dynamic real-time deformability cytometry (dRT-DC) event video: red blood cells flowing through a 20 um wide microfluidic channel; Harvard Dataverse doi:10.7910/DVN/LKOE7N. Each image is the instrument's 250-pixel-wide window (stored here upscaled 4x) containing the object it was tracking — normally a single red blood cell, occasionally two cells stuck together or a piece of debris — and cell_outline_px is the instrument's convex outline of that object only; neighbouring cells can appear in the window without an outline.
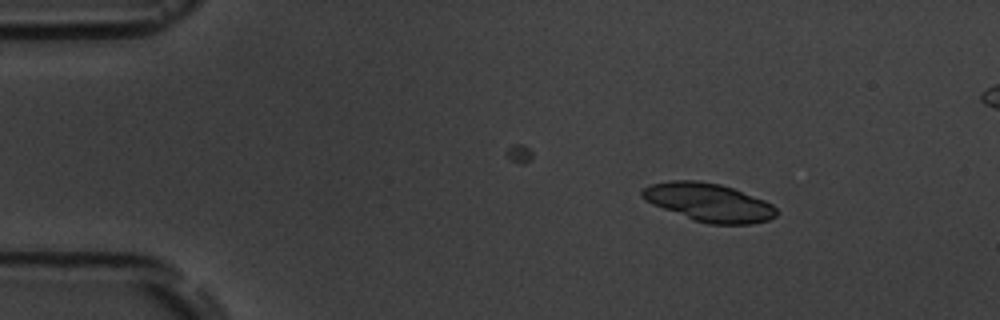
{"species": "common noctule bat (a hibernating species)", "species_latin": "Nyctalus noctula", "temperature_condition": "room temperature", "stored_images_in_passage": 5, "camera_frame_rate_fps": 3000, "um_per_image_px": 0.085, "animal": {"sex": "male", "body_mass_g": 19.5, "forearm_length_mm": 54.6}, "frame": {"image": 1, "passage_image": 2, "time_ms": 1.0, "image_size_px": [1000, 320], "cell_outline_px": [[776, 216], [768, 220], [752, 224], [708, 224], [692, 220], [652, 204], [644, 200], [640, 196], [640, 192], [644, 188], [652, 184], [672, 180], [696, 180], [720, 184], [732, 188], [764, 200], [772, 204], [776, 208]], "centroid_in_image_um": [60.22, 17.21], "position_along_channel_um": 24.8, "area_um2": 29.88}}